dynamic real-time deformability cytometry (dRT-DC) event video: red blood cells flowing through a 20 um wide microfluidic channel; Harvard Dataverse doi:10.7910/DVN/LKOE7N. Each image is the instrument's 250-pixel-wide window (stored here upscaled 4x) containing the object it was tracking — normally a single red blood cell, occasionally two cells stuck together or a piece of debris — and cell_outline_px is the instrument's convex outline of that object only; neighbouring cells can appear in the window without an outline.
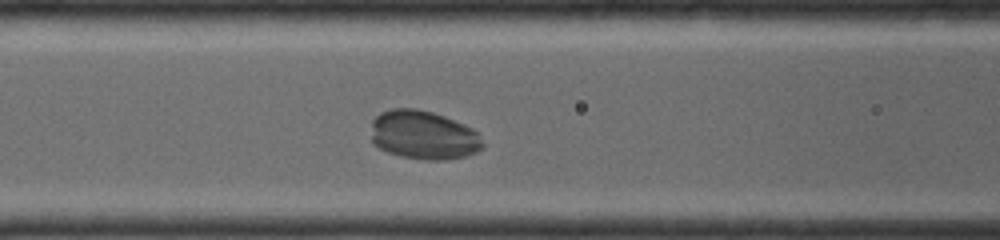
{"species": "common noctule bat (a hibernating species)", "species_latin": "Nyctalus noctula", "temperature_condition": "room temperature", "stored_images_in_passage": 20, "camera_frame_rate_fps": 4000, "um_per_image_px": 0.085, "animal": {"sex": "female", "body_mass_g": 19.0, "forearm_length_mm": 56.7}, "frame": {"image": 1, "passage_image": 9, "time_ms": 3.5, "image_size_px": [1000, 240], "cell_outline_px": [[484, 144], [476, 152], [464, 156], [444, 160], [428, 160], [400, 156], [388, 152], [372, 144], [372, 120], [380, 112], [392, 108], [416, 108], [432, 112], [444, 116], [472, 128], [476, 132]], "centroid_in_image_um": [35.96, 11.47], "position_along_channel_um": 130.6, "area_um2": 31.67}}
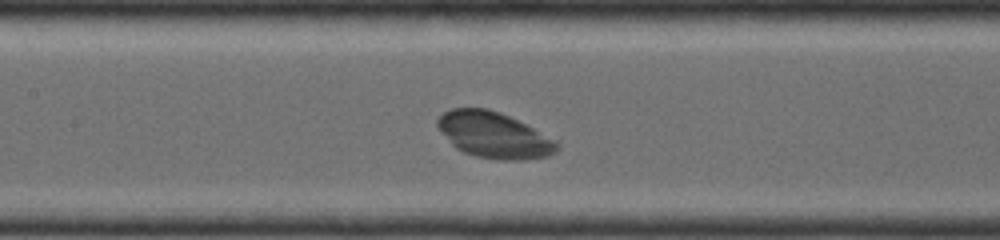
{"frame": {"image": 2, "passage_image": 11, "time_ms": 4.25, "image_size_px": [1000, 240], "cell_outline_px": [[560, 148], [556, 152], [548, 156], [528, 160], [504, 160], [476, 156], [464, 152], [456, 148], [440, 132], [436, 124], [436, 120], [444, 112], [452, 108], [488, 108], [500, 112], [556, 140], [560, 144]], "centroid_in_image_um": [41.98, 11.49], "position_along_channel_um": 165.4, "area_um2": 31.91}}
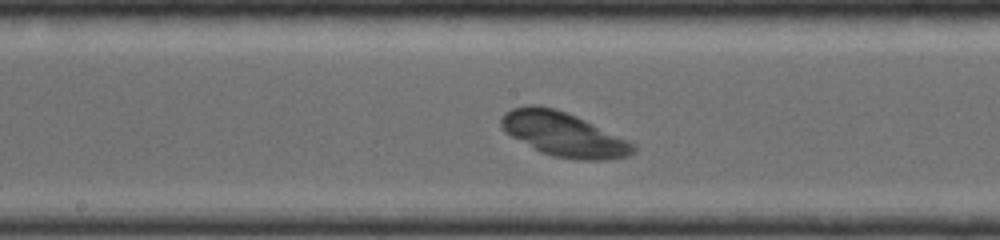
{"frame": {"image": 3, "passage_image": 14, "time_ms": 5.0, "image_size_px": [1000, 240], "cell_outline_px": [[636, 152], [628, 156], [604, 160], [576, 160], [552, 156], [540, 152], [504, 132], [500, 128], [500, 120], [504, 112], [512, 108], [528, 104], [540, 104], [556, 108], [576, 116], [628, 140], [636, 144]], "centroid_in_image_um": [47.87, 11.41], "position_along_channel_um": 200.3, "area_um2": 34.39}}